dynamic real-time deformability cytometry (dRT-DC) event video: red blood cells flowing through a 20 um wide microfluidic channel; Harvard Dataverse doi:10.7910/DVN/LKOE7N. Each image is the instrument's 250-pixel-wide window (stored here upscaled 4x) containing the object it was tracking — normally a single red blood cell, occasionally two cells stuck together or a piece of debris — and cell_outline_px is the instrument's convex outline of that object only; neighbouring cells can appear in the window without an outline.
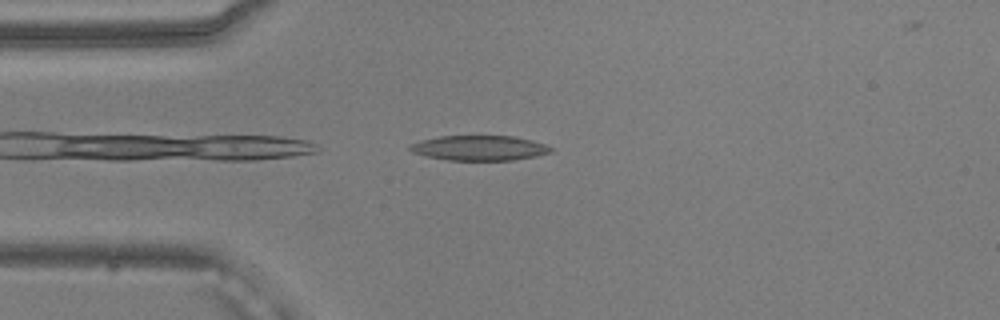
{"species": "common noctule bat (a hibernating species)", "species_latin": "Nyctalus noctula", "temperature_condition": "warm", "stored_images_in_passage": 41, "camera_frame_rate_fps": 3000, "um_per_image_px": 0.085, "animal": {"sex": "male", "body_mass_g": 20.5, "forearm_length_mm": 52.5}, "frame": {"image": 1, "passage_image": 3, "time_ms": 0.667, "image_size_px": [1000, 320], "cell_outline_px": [[552, 152], [536, 156], [512, 160], [448, 160], [428, 156], [412, 152], [408, 148], [408, 144], [420, 140], [440, 136], [512, 136], [532, 140], [544, 144], [552, 148]], "centroid_in_image_um": [40.72, 12.57], "position_along_channel_um": 44.3, "area_um2": 20.46}}
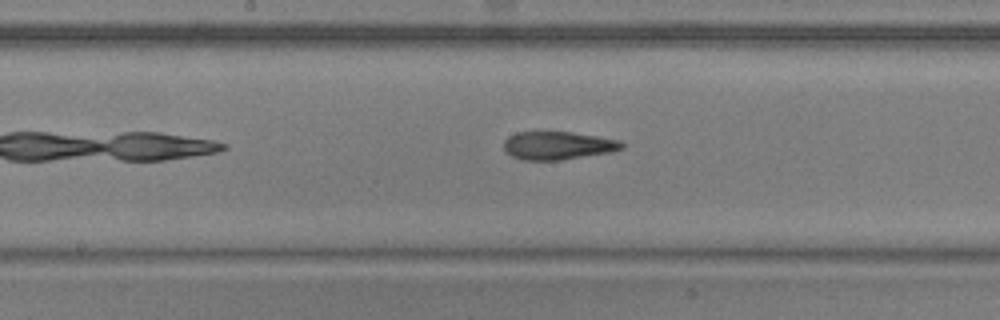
{"frame": {"image": 2, "passage_image": 16, "time_ms": 5.0, "image_size_px": [1000, 320], "cell_outline_px": [[624, 148], [608, 152], [560, 160], [524, 160], [512, 156], [504, 148], [504, 140], [508, 136], [516, 132], [572, 132], [620, 140], [624, 144]], "centroid_in_image_um": [47.4, 12.36], "position_along_channel_um": 200.8, "area_um2": 19.13}}
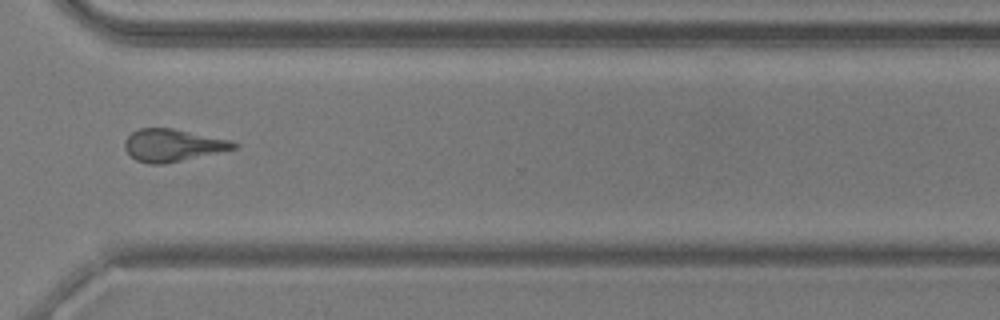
{"frame": {"image": 3, "passage_image": 28, "time_ms": 9.0, "image_size_px": [1000, 320], "cell_outline_px": [[240, 144], [236, 148], [180, 160], [160, 164], [152, 164], [136, 160], [124, 148], [124, 140], [132, 132], [140, 128], [172, 128], [232, 140]], "centroid_in_image_um": [14.67, 12.32], "position_along_channel_um": 355.9, "area_um2": 20.23}}